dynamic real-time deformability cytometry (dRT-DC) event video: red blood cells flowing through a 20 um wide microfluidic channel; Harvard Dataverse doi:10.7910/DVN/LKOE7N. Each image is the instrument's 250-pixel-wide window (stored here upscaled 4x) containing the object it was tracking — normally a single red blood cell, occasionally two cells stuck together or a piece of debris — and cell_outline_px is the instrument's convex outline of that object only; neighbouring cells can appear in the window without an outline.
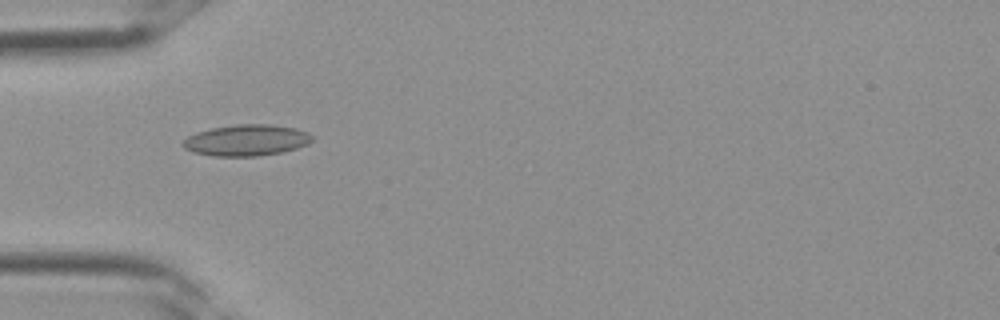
{"species": "Egyptian fruit bat (a non-hibernating species)", "species_latin": "Rousettus aegyptiacus", "temperature_condition": "room temperature", "stored_images_in_passage": 3, "camera_frame_rate_fps": 3000, "um_per_image_px": 0.085, "frame": {"image": 1, "passage_image": 3, "time_ms": 0.667, "image_size_px": [1000, 320], "cell_outline_px": [[316, 136], [308, 144], [284, 152], [256, 156], [212, 156], [192, 152], [184, 148], [180, 144], [188, 136], [196, 132], [212, 128], [236, 124], [268, 124], [296, 128], [308, 132]], "centroid_in_image_um": [20.96, 11.92], "position_along_channel_um": 64.0, "area_um2": 23.76}}